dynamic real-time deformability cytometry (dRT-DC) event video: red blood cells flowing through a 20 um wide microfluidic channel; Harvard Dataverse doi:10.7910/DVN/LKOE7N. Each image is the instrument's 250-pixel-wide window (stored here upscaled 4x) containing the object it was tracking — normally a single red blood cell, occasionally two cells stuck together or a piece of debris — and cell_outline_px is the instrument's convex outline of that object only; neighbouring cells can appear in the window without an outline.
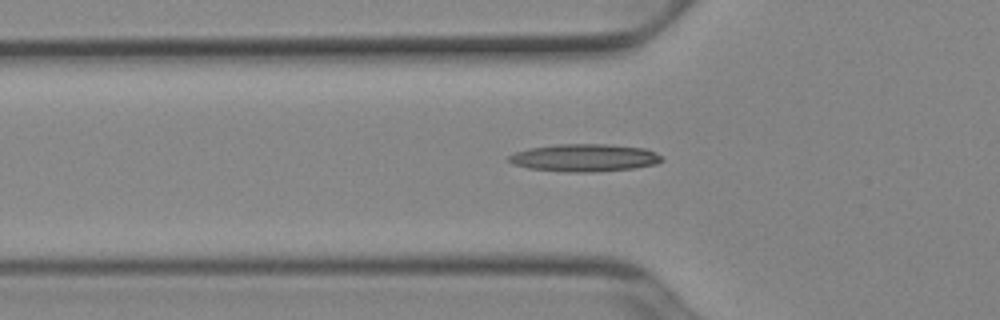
{"species": "Egyptian fruit bat (a non-hibernating species)", "species_latin": "Rousettus aegyptiacus", "temperature_condition": "cold", "stored_images_in_passage": 38, "camera_frame_rate_fps": 3000, "um_per_image_px": 0.085, "animal": {"sex": "female"}, "frame": {"image": 1, "passage_image": 8, "time_ms": 2.333, "image_size_px": [1000, 320], "cell_outline_px": [[664, 160], [656, 164], [636, 168], [592, 172], [564, 172], [528, 168], [512, 164], [508, 160], [508, 156], [516, 152], [528, 148], [556, 144], [604, 144], [644, 148], [656, 152]], "centroid_in_image_um": [49.67, 13.41], "position_along_channel_um": 76.1, "area_um2": 24.68}}
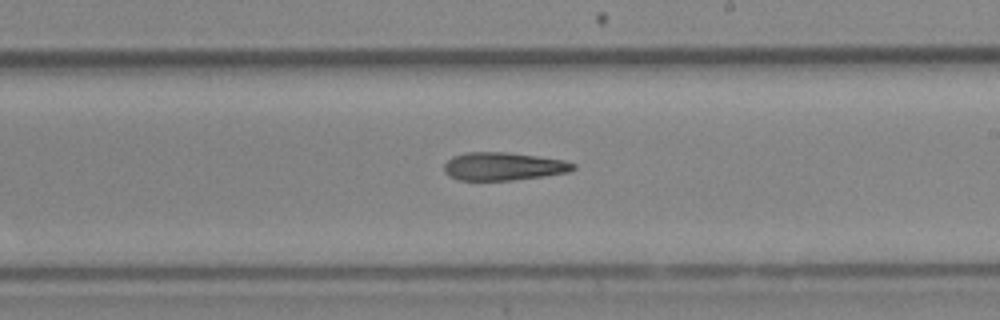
{"frame": {"image": 2, "passage_image": 21, "time_ms": 6.667, "image_size_px": [1000, 320], "cell_outline_px": [[576, 168], [568, 172], [544, 176], [512, 180], [460, 180], [448, 176], [444, 172], [444, 164], [452, 156], [464, 152], [508, 152], [564, 160], [576, 164]], "centroid_in_image_um": [42.76, 14.14], "position_along_channel_um": 246.2, "area_um2": 21.15}}
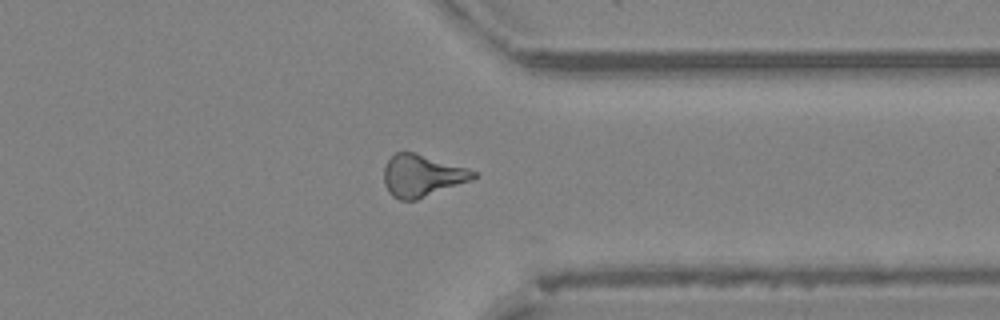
{"frame": {"image": 3, "passage_image": 31, "time_ms": 10.0, "image_size_px": [1000, 320], "cell_outline_px": [[476, 176], [472, 180], [416, 200], [400, 200], [392, 196], [388, 192], [384, 184], [384, 168], [388, 160], [396, 152], [416, 152], [468, 168], [476, 172]], "centroid_in_image_um": [35.86, 14.93], "position_along_channel_um": 375.5, "area_um2": 21.96}}